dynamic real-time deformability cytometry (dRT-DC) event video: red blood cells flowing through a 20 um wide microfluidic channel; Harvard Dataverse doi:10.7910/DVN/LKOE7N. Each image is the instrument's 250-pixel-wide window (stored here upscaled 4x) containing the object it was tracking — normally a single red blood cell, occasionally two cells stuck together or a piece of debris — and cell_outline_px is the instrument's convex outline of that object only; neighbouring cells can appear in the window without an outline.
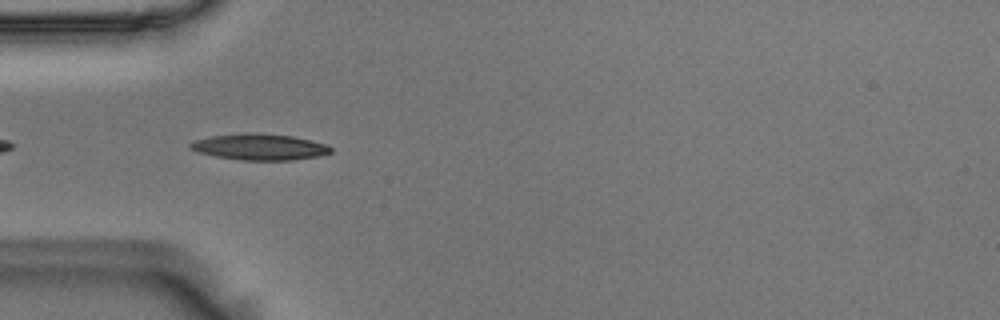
{"species": "Egyptian fruit bat (a non-hibernating species)", "species_latin": "Rousettus aegyptiacus", "temperature_condition": "room temperature", "stored_images_in_passage": 16, "camera_frame_rate_fps": 3000, "um_per_image_px": 0.085, "animal": {"sex": "male"}, "frame": {"image": 1, "passage_image": 3, "time_ms": 0.667, "image_size_px": [1000, 320], "cell_outline_px": [[332, 152], [320, 156], [292, 160], [240, 160], [216, 156], [200, 152], [188, 148], [188, 144], [192, 140], [212, 136], [252, 132], [256, 132], [292, 136], [312, 140], [328, 144], [332, 148]], "centroid_in_image_um": [22.09, 12.48], "position_along_channel_um": 62.9, "area_um2": 21.62}}
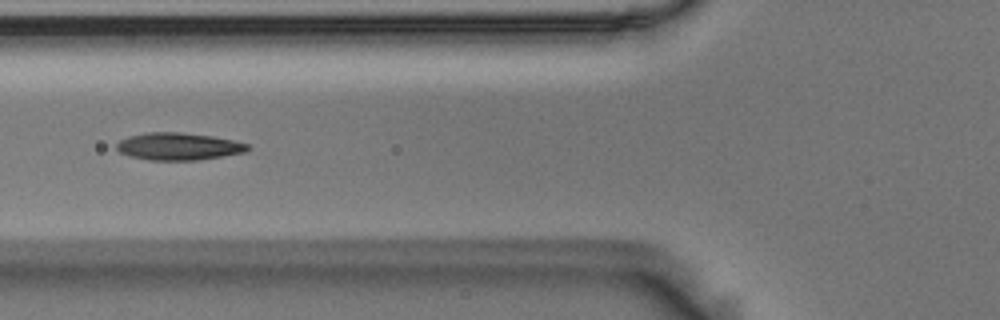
{"frame": {"image": 2, "passage_image": 7, "time_ms": 2.0, "image_size_px": [1000, 320], "cell_outline_px": [[248, 148], [244, 152], [196, 160], [148, 160], [128, 156], [120, 152], [116, 148], [116, 144], [120, 140], [128, 136], [148, 132], [180, 132], [212, 136], [236, 140], [248, 144]], "centroid_in_image_um": [15.13, 12.44], "position_along_channel_um": 110.7, "area_um2": 20.81}}